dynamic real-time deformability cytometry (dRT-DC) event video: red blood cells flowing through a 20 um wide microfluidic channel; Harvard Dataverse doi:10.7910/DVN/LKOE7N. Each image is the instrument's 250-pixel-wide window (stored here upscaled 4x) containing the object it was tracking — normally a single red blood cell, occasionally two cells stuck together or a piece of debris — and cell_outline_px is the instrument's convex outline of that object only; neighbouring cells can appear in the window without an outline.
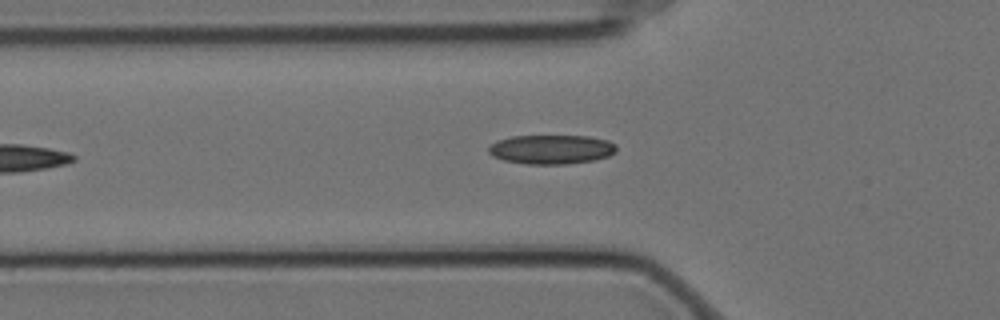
{"species": "Egyptian fruit bat (a non-hibernating species)", "species_latin": "Rousettus aegyptiacus", "temperature_condition": "cold", "stored_images_in_passage": 7, "camera_frame_rate_fps": 3000, "um_per_image_px": 0.085, "animal": {"sex": "female"}, "frame": {"image": 1, "passage_image": 6, "time_ms": 1.667, "image_size_px": [1000, 320], "cell_outline_px": [[616, 152], [608, 156], [596, 160], [568, 164], [524, 164], [504, 160], [492, 156], [488, 152], [488, 148], [496, 140], [512, 136], [588, 136], [608, 140], [616, 144]], "centroid_in_image_um": [46.87, 12.7], "position_along_channel_um": 78.9, "area_um2": 21.96}}
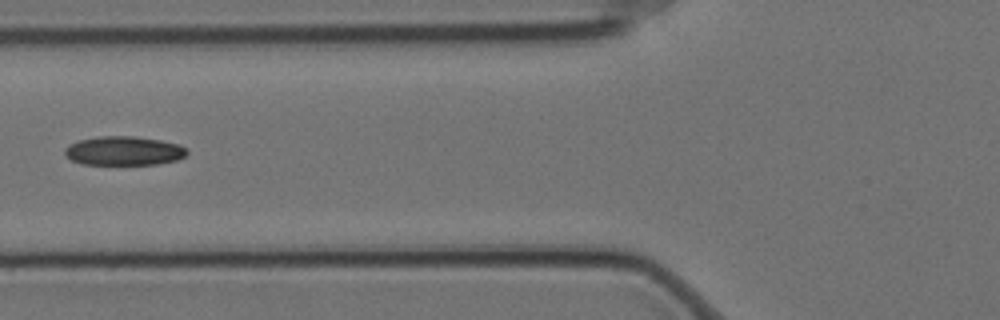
{"frame": {"image": 2, "passage_image": 7, "time_ms": 2.0, "image_size_px": [1000, 320], "cell_outline_px": [[188, 152], [184, 156], [176, 160], [156, 164], [80, 164], [64, 156], [64, 148], [68, 144], [80, 140], [100, 136], [136, 136], [160, 140], [180, 144]], "centroid_in_image_um": [10.48, 12.82], "position_along_channel_um": 115.3, "area_um2": 20.69}}